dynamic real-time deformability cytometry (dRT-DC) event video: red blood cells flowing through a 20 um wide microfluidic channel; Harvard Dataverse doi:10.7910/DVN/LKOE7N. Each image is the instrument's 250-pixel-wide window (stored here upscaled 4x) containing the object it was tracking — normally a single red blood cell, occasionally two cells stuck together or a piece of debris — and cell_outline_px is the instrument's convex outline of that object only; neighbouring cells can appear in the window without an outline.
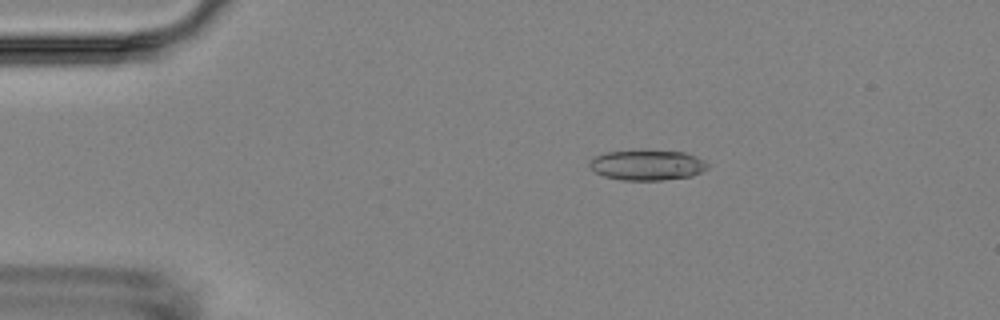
{"species": "Egyptian fruit bat (a non-hibernating species)", "species_latin": "Rousettus aegyptiacus", "temperature_condition": "room temperature", "stored_images_in_passage": 6, "camera_frame_rate_fps": 3000, "um_per_image_px": 0.085, "animal": {"sex": "female"}, "frame": {"image": 1, "passage_image": 3, "time_ms": 2.333, "image_size_px": [1000, 320], "cell_outline_px": [[708, 168], [692, 176], [664, 180], [624, 180], [604, 176], [596, 172], [588, 164], [596, 156], [608, 152], [644, 148], [684, 152], [696, 156], [704, 160], [708, 164]], "centroid_in_image_um": [55.05, 14.0], "position_along_channel_um": 30.0, "area_um2": 21.27}}
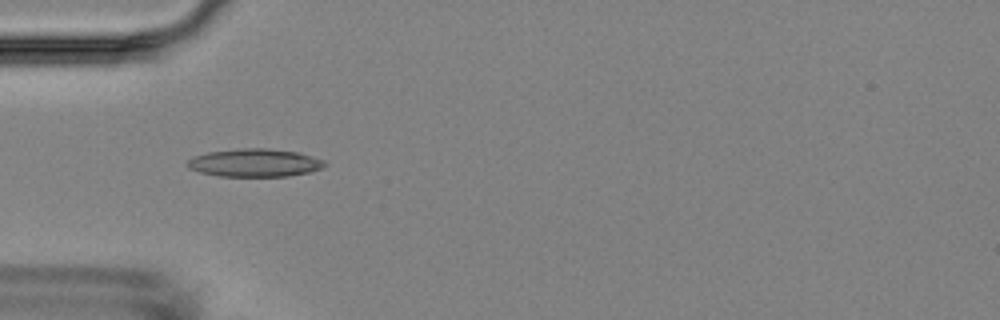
{"frame": {"image": 2, "passage_image": 5, "time_ms": 4.667, "image_size_px": [1000, 320], "cell_outline_px": [[328, 164], [320, 168], [308, 172], [288, 176], [220, 176], [200, 172], [188, 168], [184, 164], [192, 156], [208, 152], [240, 148], [268, 148], [300, 152], [324, 160]], "centroid_in_image_um": [21.62, 13.82], "position_along_channel_um": 63.4, "area_um2": 22.54}}